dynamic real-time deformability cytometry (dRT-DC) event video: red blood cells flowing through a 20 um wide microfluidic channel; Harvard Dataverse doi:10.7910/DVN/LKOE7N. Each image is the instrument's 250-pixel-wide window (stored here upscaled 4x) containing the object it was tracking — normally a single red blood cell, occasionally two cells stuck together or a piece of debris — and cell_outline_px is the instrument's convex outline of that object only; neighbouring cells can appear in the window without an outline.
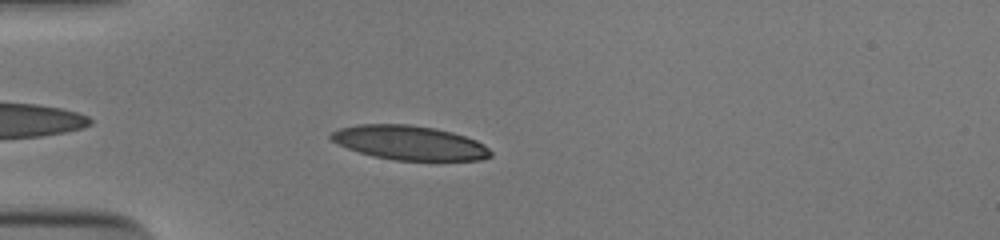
{"species": "human", "species_latin": "Homo sapiens", "temperature_condition": "cold", "stored_images_in_passage": 41, "camera_frame_rate_fps": 3000, "um_per_image_px": 0.085, "donor": {"sex": "male"}, "frame": {"image": 1, "passage_image": 4, "time_ms": 1.0, "image_size_px": [1000, 240], "cell_outline_px": [[492, 156], [480, 160], [396, 160], [372, 156], [348, 148], [332, 140], [328, 136], [332, 132], [340, 128], [360, 124], [408, 124], [432, 128], [452, 132], [476, 140], [484, 144], [492, 152]], "centroid_in_image_um": [34.82, 12.13], "position_along_channel_um": 50.2, "area_um2": 31.62}}
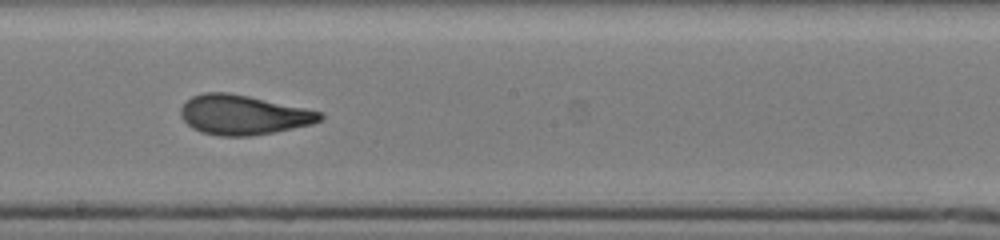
{"frame": {"image": 2, "passage_image": 19, "time_ms": 6.0, "image_size_px": [1000, 240], "cell_outline_px": [[324, 116], [320, 120], [312, 124], [252, 136], [220, 136], [200, 132], [192, 128], [180, 116], [180, 108], [192, 96], [204, 92], [228, 92], [248, 96], [324, 112]], "centroid_in_image_um": [20.66, 9.76], "position_along_channel_um": 227.5, "area_um2": 32.08}}
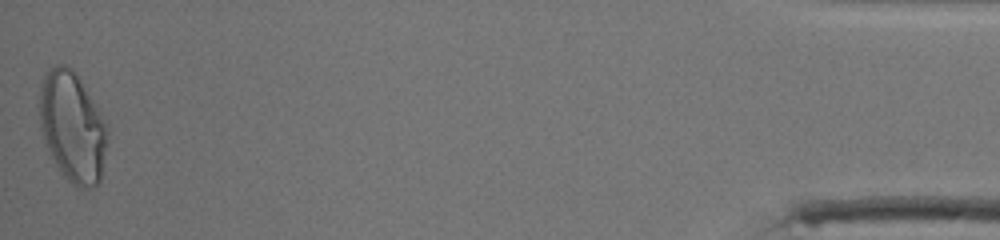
{"frame": {"image": 3, "passage_image": 41, "time_ms": 13.333, "image_size_px": [1000, 240], "cell_outline_px": [[108, 140], [100, 180], [92, 188], [76, 188], [60, 172], [48, 148], [40, 124], [40, 84], [48, 68], [56, 64], [64, 64], [72, 68], [76, 72], [100, 112], [108, 128]], "centroid_in_image_um": [6.17, 10.77], "position_along_channel_um": 429.0, "area_um2": 43.52}, "authors_computed_cell_mechanics": {"area_um2": 32.7726, "velocity_mm_per_s": 3.9068, "shape_relaxation_time_tau1_ms": 5.786, "shape_relaxation_time_tau2_ms": 1.1167, "deformation_change_tau1": 0.2076, "deformation_change_tau2": 0.0799}}